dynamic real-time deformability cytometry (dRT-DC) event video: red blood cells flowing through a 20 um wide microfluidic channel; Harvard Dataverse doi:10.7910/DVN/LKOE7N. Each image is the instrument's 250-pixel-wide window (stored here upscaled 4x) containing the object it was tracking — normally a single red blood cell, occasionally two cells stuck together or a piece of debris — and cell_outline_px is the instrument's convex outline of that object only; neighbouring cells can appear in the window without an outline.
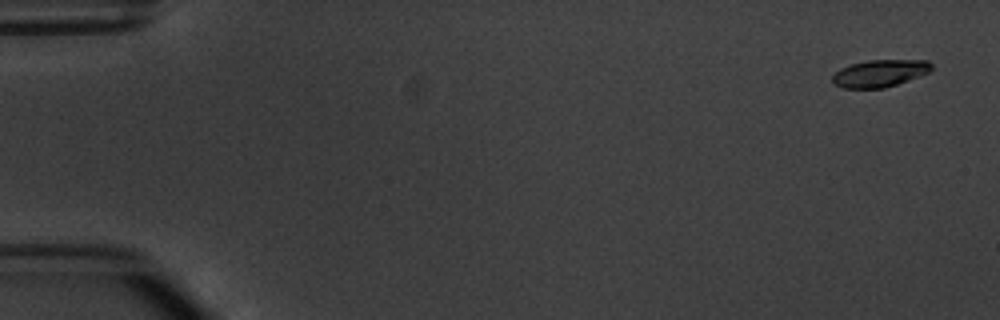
{"species": "common noctule bat (a hibernating species)", "species_latin": "Nyctalus noctula", "temperature_condition": "warm", "stored_images_in_passage": 5, "camera_frame_rate_fps": 3000, "um_per_image_px": 0.085, "animal": {"sex": "male", "body_mass_g": 20.1, "forearm_length_mm": 53.5}, "frame": {"image": 1, "passage_image": 1, "time_ms": 0.0, "image_size_px": [1000, 320], "cell_outline_px": [[932, 68], [928, 72], [896, 84], [884, 88], [844, 88], [836, 84], [832, 80], [832, 76], [840, 68], [852, 64], [868, 60], [928, 60], [932, 64]], "centroid_in_image_um": [74.77, 6.22], "position_along_channel_um": 10.2, "area_um2": 15.43}}